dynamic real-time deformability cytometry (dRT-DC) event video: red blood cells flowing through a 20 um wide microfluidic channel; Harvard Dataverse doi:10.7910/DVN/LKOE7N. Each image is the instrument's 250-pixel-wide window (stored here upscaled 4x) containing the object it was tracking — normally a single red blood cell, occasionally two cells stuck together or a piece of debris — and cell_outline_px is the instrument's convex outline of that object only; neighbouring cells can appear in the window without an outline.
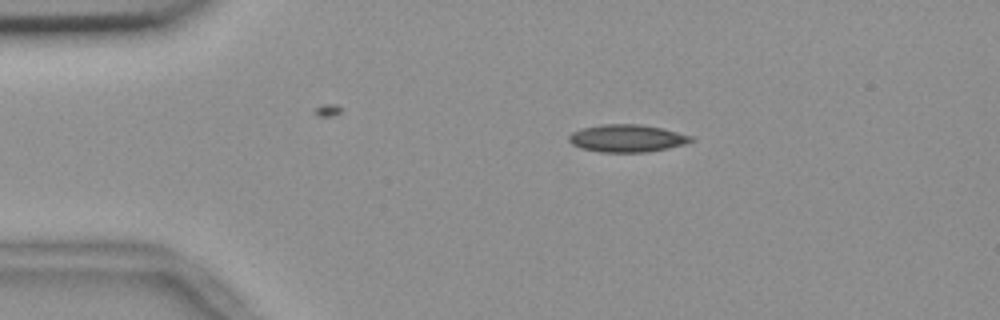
{"species": "common noctule bat (a hibernating species)", "species_latin": "Nyctalus noctula", "temperature_condition": "room temperature", "stored_images_in_passage": 9, "camera_frame_rate_fps": 3000, "um_per_image_px": 0.085, "animal": {"sex": "female", "body_mass_g": 18.4}, "frame": {"image": 1, "passage_image": 4, "time_ms": 1.0, "image_size_px": [1000, 320], "cell_outline_px": [[696, 140], [684, 144], [648, 152], [600, 152], [580, 148], [572, 144], [568, 140], [568, 136], [572, 132], [580, 128], [600, 124], [640, 124], [664, 128], [692, 136]], "centroid_in_image_um": [53.28, 11.74], "position_along_channel_um": 31.7, "area_um2": 19.77}}
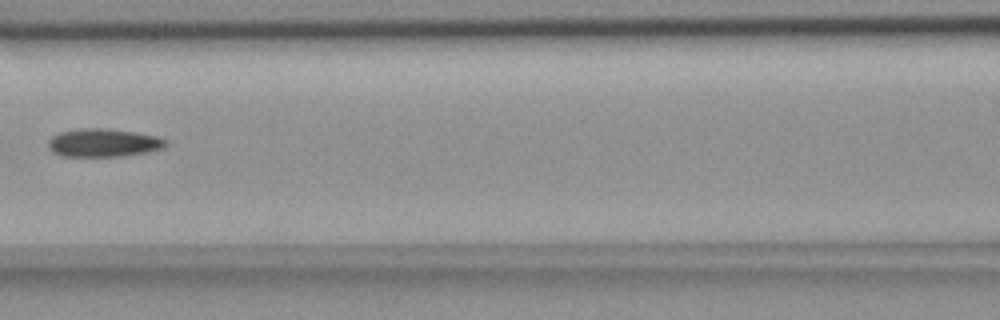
{"frame": {"image": 2, "passage_image": 8, "time_ms": 2.333, "image_size_px": [1000, 320], "cell_outline_px": [[168, 144], [164, 148], [148, 152], [128, 156], [60, 156], [52, 152], [48, 148], [48, 140], [52, 136], [60, 132], [84, 128], [108, 128], [136, 132], [156, 136], [168, 140]], "centroid_in_image_um": [8.82, 12.14], "position_along_channel_um": 157.8, "area_um2": 19.59}}
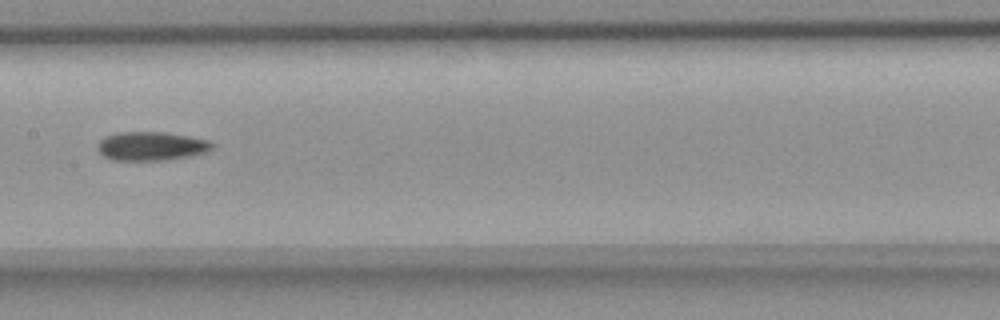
{"frame": {"image": 3, "passage_image": 9, "time_ms": 2.667, "image_size_px": [1000, 320], "cell_outline_px": [[216, 144], [208, 152], [192, 156], [168, 160], [112, 160], [104, 156], [100, 152], [100, 140], [104, 136], [116, 132], [164, 132], [188, 136], [208, 140]], "centroid_in_image_um": [12.91, 12.42], "position_along_channel_um": 194.5, "area_um2": 19.31}}